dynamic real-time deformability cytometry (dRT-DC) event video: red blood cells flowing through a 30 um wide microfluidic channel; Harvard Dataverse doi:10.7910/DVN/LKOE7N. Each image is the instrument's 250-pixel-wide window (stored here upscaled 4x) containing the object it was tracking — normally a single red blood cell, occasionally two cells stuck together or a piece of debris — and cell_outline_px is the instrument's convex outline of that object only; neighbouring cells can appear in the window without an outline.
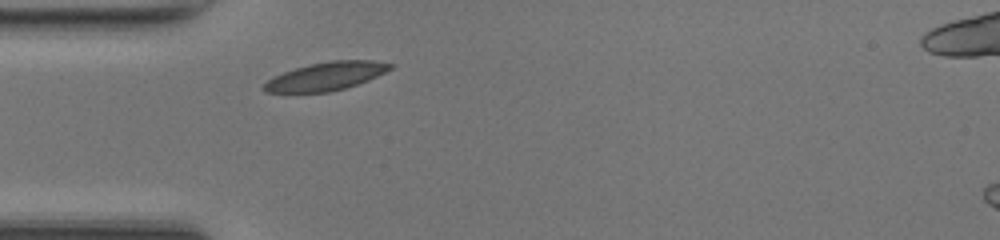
{"species": "common noctule bat (a hibernating species)", "species_latin": "Nyctalus noctula", "temperature_condition": "room temperature", "stored_images_in_passage": 28, "camera_frame_rate_fps": 3000, "um_per_image_px": 0.085, "animal": {"sex": "female", "body_mass_g": 17.0, "forearm_length_mm": 48.0}, "frame": {"image": 1, "passage_image": 1, "time_ms": 0.0, "image_size_px": [1000, 240], "cell_outline_px": [[396, 64], [392, 68], [368, 80], [344, 88], [328, 92], [264, 92], [260, 88], [272, 76], [308, 64], [332, 60], [372, 60]], "centroid_in_image_um": [27.69, 6.47], "position_along_channel_um": 57.3, "area_um2": 20.69}}
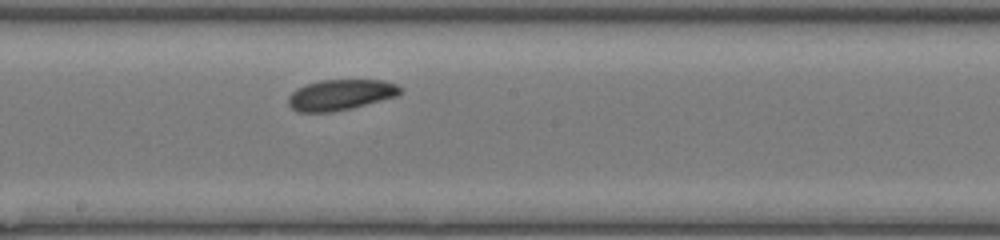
{"frame": {"image": 2, "passage_image": 13, "time_ms": 4.0, "image_size_px": [1000, 240], "cell_outline_px": [[404, 92], [396, 96], [352, 108], [332, 112], [296, 112], [288, 104], [288, 96], [296, 88], [304, 84], [320, 80], [384, 80], [396, 84]], "centroid_in_image_um": [28.92, 8.05], "position_along_channel_um": 219.3, "area_um2": 20.17}}
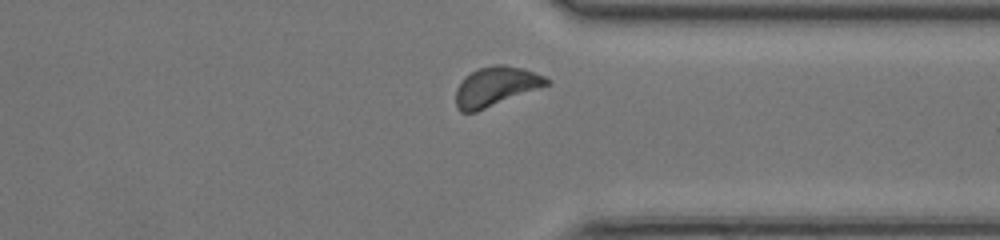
{"frame": {"image": 3, "passage_image": 24, "time_ms": 7.667, "image_size_px": [1000, 240], "cell_outline_px": [[552, 80], [548, 84], [476, 112], [460, 112], [456, 108], [456, 88], [464, 76], [480, 68], [492, 64], [504, 64], [524, 68], [544, 76]], "centroid_in_image_um": [42.11, 7.33], "position_along_channel_um": 369.3, "area_um2": 20.69}, "authors_computed_cell_mechanics": {"area_um2": 20.3745, "velocity_mm_per_s": 4.1398, "shape_relaxation_time_tau1_ms": 1.1549, "shape_relaxation_time_tau2_ms": null, "deformation_change_tau1": 0.0562, "deformation_change_tau2": null}}